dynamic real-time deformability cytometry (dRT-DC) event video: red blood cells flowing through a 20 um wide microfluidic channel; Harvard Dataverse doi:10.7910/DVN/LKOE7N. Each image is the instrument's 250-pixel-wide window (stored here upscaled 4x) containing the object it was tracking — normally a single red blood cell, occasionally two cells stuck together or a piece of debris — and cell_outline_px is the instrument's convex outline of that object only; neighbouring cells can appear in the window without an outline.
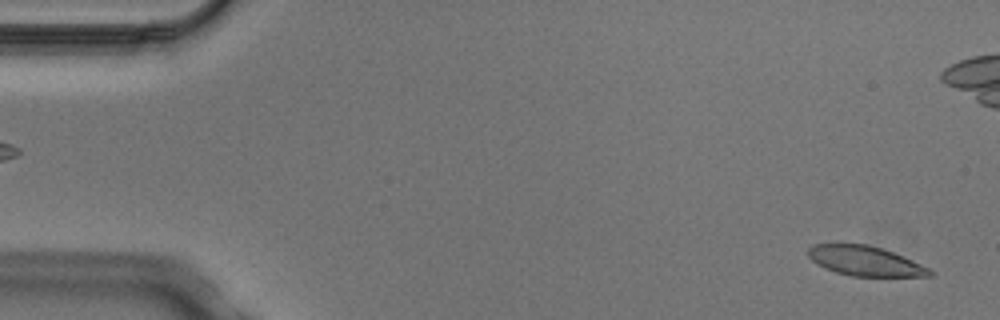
{"species": "Egyptian fruit bat (a non-hibernating species)", "species_latin": "Rousettus aegyptiacus", "temperature_condition": "cold", "stored_images_in_passage": 5, "camera_frame_rate_fps": 3000, "um_per_image_px": 0.085, "animal": {"sex": "male"}, "frame": {"image": 1, "passage_image": 5, "time_ms": 1.333, "image_size_px": [1000, 320], "cell_outline_px": [[932, 276], [852, 276], [836, 272], [824, 268], [816, 264], [808, 256], [808, 248], [812, 244], [836, 240], [868, 244], [892, 252], [912, 260], [928, 268], [932, 272]], "centroid_in_image_um": [73.4, 22.12], "position_along_channel_um": 11.6, "area_um2": 21.68}}